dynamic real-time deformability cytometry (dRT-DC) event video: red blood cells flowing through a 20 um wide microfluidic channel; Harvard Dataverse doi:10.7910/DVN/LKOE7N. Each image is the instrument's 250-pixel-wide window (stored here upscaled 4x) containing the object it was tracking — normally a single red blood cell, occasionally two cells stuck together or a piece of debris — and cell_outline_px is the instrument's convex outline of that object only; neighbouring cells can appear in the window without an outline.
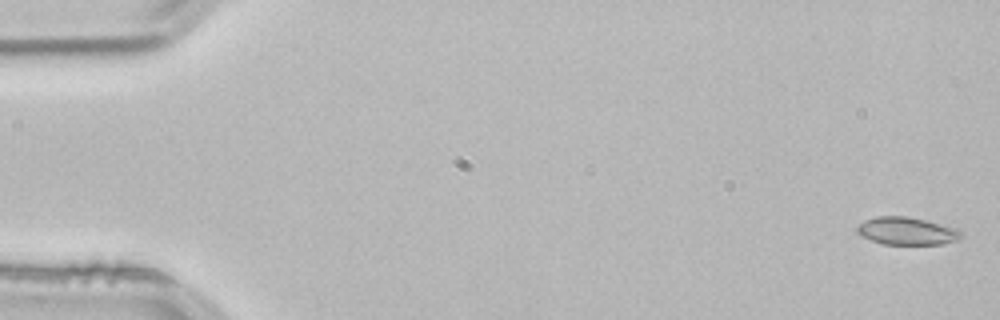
{"species": "common noctule bat (a hibernating species)", "species_latin": "Nyctalus noctula", "temperature_condition": "room temperature", "stored_images_in_passage": 53, "camera_frame_rate_fps": 3000, "um_per_image_px": 0.085, "animal": {"sex": "male", "body_mass_g": 21.5, "forearm_length_mm": 52.0}, "frame": {"image": 1, "passage_image": 1, "time_ms": 0.0, "image_size_px": [1000, 320], "cell_outline_px": [[964, 236], [956, 240], [944, 244], [884, 244], [860, 236], [856, 232], [856, 228], [864, 220], [876, 216], [908, 216], [956, 228]], "centroid_in_image_um": [77.05, 19.63], "position_along_channel_um": 7.9, "area_um2": 16.7}}
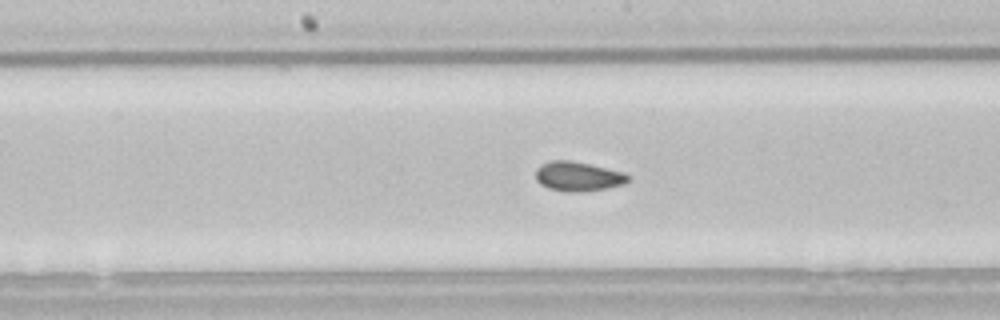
{"frame": {"image": 2, "passage_image": 27, "time_ms": 8.667, "image_size_px": [1000, 320], "cell_outline_px": [[628, 180], [624, 184], [604, 188], [580, 192], [568, 192], [548, 188], [540, 184], [536, 180], [536, 168], [540, 164], [552, 160], [572, 160], [624, 172], [628, 176]], "centroid_in_image_um": [49.09, 14.98], "position_along_channel_um": 199.1, "area_um2": 15.84}}
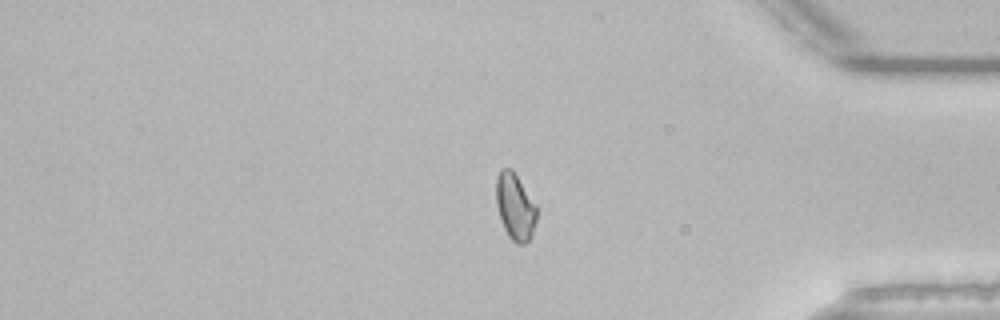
{"frame": {"image": 3, "passage_image": 44, "time_ms": 14.333, "image_size_px": [1000, 320], "cell_outline_px": [[536, 220], [532, 232], [528, 240], [524, 244], [516, 244], [508, 236], [504, 228], [496, 204], [496, 176], [500, 168], [512, 168], [536, 208]], "centroid_in_image_um": [43.74, 17.56], "position_along_channel_um": 391.5, "area_um2": 15.37}, "authors_computed_cell_mechanics": {"area_um2": 15.895, "velocity_mm_per_s": 3.8333, "shape_relaxation_time_tau1_ms": 8.987, "shape_relaxation_time_tau2_ms": 1.9897, "deformation_change_tau1": 0.0984, "deformation_change_tau2": 0.0404}}